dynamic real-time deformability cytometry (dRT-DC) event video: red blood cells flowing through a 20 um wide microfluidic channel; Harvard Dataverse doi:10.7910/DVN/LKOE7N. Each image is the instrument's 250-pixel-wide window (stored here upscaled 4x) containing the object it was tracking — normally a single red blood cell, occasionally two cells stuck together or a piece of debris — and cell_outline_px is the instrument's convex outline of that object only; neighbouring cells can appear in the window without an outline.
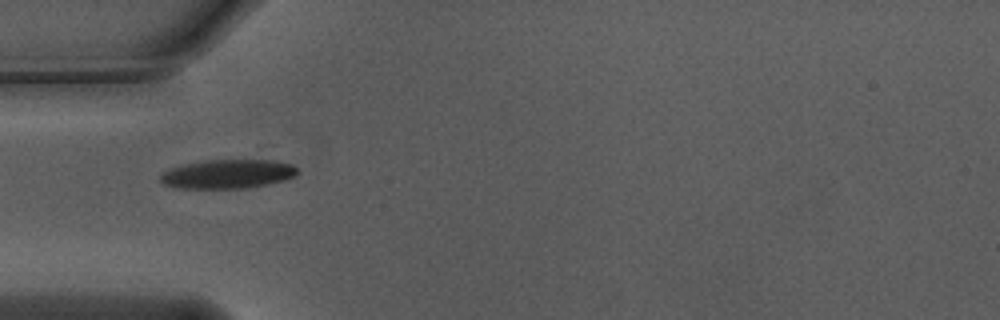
{"species": "Egyptian fruit bat (a non-hibernating species)", "species_latin": "Rousettus aegyptiacus", "temperature_condition": "warm", "stored_images_in_passage": 20, "camera_frame_rate_fps": 3000, "um_per_image_px": 0.085, "animal": {"sex": "male"}, "frame": {"image": 1, "passage_image": 1, "time_ms": 0.0, "image_size_px": [1000, 320], "cell_outline_px": [[296, 172], [292, 176], [284, 180], [268, 184], [248, 188], [176, 188], [164, 184], [160, 180], [160, 172], [168, 168], [184, 164], [204, 160], [276, 160], [292, 164], [296, 168]], "centroid_in_image_um": [19.29, 14.78], "position_along_channel_um": 65.7, "area_um2": 23.24}}
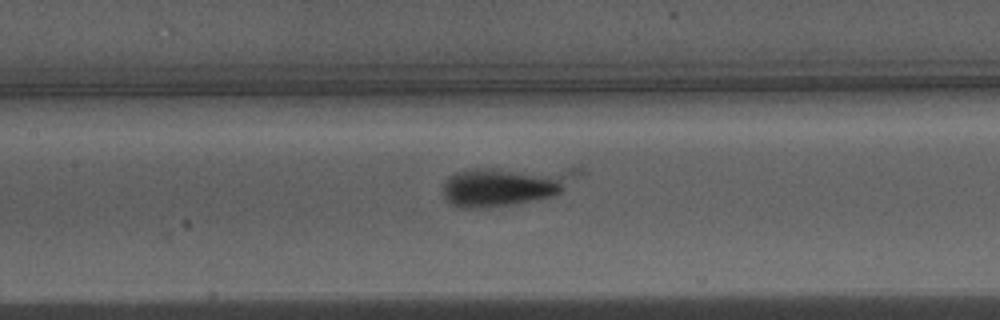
{"frame": {"image": 2, "passage_image": 9, "time_ms": 2.667, "image_size_px": [1000, 320], "cell_outline_px": [[584, 172], [560, 192], [552, 196], [488, 208], [460, 208], [452, 204], [444, 196], [444, 180], [448, 176], [456, 172], [472, 168], [580, 168]], "centroid_in_image_um": [42.97, 15.77], "position_along_channel_um": 164.4, "area_um2": 30.87}}
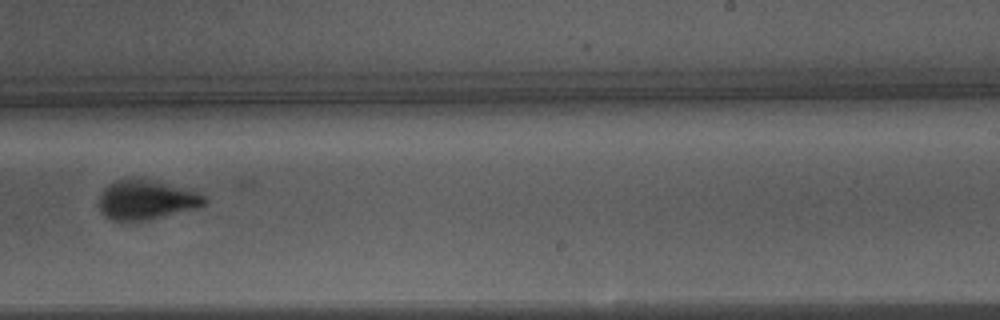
{"frame": {"image": 3, "passage_image": 18, "time_ms": 5.667, "image_size_px": [1000, 320], "cell_outline_px": [[208, 204], [200, 208], [148, 220], [112, 220], [100, 212], [100, 192], [108, 184], [116, 180], [144, 180], [192, 188], [204, 196], [208, 200]], "centroid_in_image_um": [12.52, 17.0], "position_along_channel_um": 276.5, "area_um2": 24.28}}